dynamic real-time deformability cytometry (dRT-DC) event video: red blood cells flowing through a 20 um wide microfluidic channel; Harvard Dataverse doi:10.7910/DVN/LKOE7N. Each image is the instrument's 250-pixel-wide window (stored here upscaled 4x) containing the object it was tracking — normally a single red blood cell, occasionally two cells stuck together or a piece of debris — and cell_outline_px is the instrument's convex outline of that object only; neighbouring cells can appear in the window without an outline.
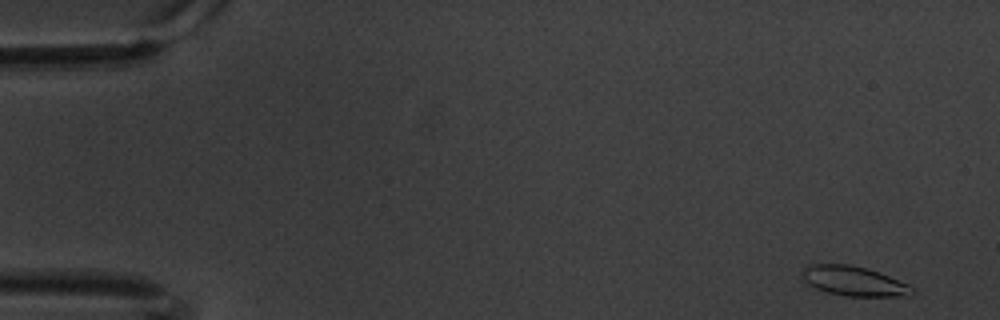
{"species": "common noctule bat (a hibernating species)", "species_latin": "Nyctalus noctula", "temperature_condition": "warm", "stored_images_in_passage": 58, "camera_frame_rate_fps": 3000, "um_per_image_px": 0.085, "animal": {"sex": "male", "body_mass_g": 20.1, "forearm_length_mm": 53.5}, "frame": {"image": 1, "passage_image": 1, "time_ms": 0.0, "image_size_px": [1000, 320], "cell_outline_px": [[916, 292], [908, 296], [844, 296], [828, 292], [816, 288], [808, 284], [804, 280], [804, 268], [808, 264], [852, 264], [868, 268], [880, 272], [908, 284]], "centroid_in_image_um": [72.61, 23.88], "position_along_channel_um": 12.4, "area_um2": 19.02}}
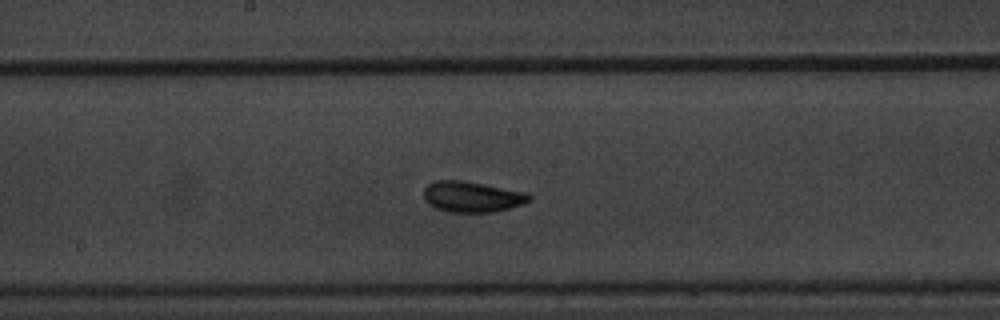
{"frame": {"image": 2, "passage_image": 30, "time_ms": 9.667, "image_size_px": [1000, 320], "cell_outline_px": [[532, 200], [524, 204], [492, 212], [448, 212], [436, 208], [428, 204], [424, 200], [424, 188], [428, 184], [436, 180], [464, 180], [528, 192], [532, 196]], "centroid_in_image_um": [40.14, 16.71], "position_along_channel_um": 208.1, "area_um2": 19.19}}
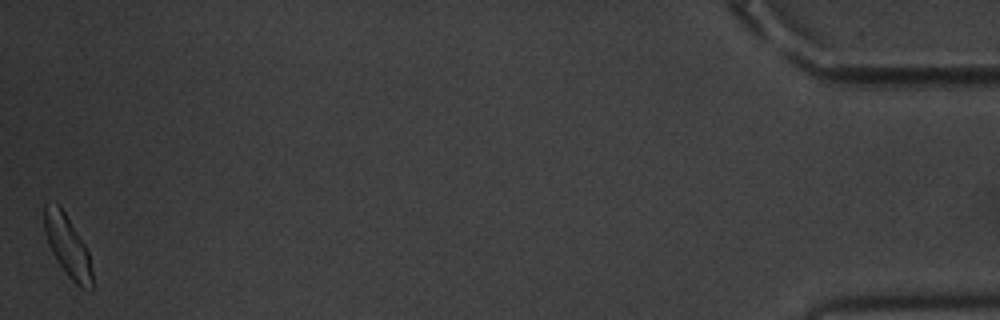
{"frame": {"image": 3, "passage_image": 58, "time_ms": 19.0, "image_size_px": [1000, 320], "cell_outline_px": [[92, 292], [80, 288], [68, 276], [56, 260], [48, 244], [44, 232], [44, 204], [60, 204], [84, 244], [88, 252], [92, 272]], "centroid_in_image_um": [5.74, 20.94], "position_along_channel_um": 429.5, "area_um2": 17.11}, "authors_computed_cell_mechanics": {"area_um2": 17.918, "velocity_mm_per_s": 3.3497, "shape_relaxation_time_tau1_ms": 2.4966, "shape_relaxation_time_tau2_ms": 3.2072, "deformation_change_tau1": 0.1064, "deformation_change_tau2": 0.0877}}